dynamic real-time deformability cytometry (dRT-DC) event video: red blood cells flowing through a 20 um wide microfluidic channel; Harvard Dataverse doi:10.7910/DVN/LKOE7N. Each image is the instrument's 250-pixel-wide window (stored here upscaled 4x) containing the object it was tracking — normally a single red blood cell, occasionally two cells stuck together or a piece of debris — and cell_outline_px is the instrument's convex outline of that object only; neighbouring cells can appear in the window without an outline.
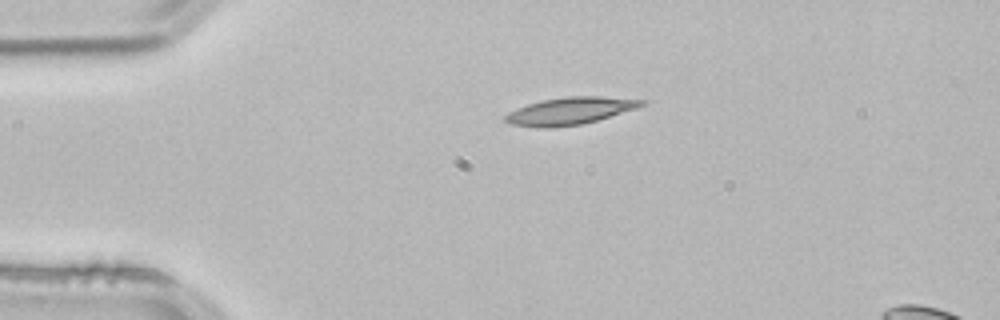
{"species": "common noctule bat (a hibernating species)", "species_latin": "Nyctalus noctula", "temperature_condition": "room temperature", "stored_images_in_passage": 42, "camera_frame_rate_fps": 3000, "um_per_image_px": 0.085, "animal": {"sex": "male", "body_mass_g": 21.5, "forearm_length_mm": 52.0}, "frame": {"image": 1, "passage_image": 1, "time_ms": 0.0, "image_size_px": [1000, 320], "cell_outline_px": [[644, 104], [636, 108], [596, 120], [580, 124], [548, 128], [540, 128], [512, 124], [504, 120], [504, 116], [508, 112], [516, 108], [528, 104], [544, 100], [568, 96], [600, 96], [644, 100]], "centroid_in_image_um": [48.4, 9.43], "position_along_channel_um": 36.6, "area_um2": 21.27}}
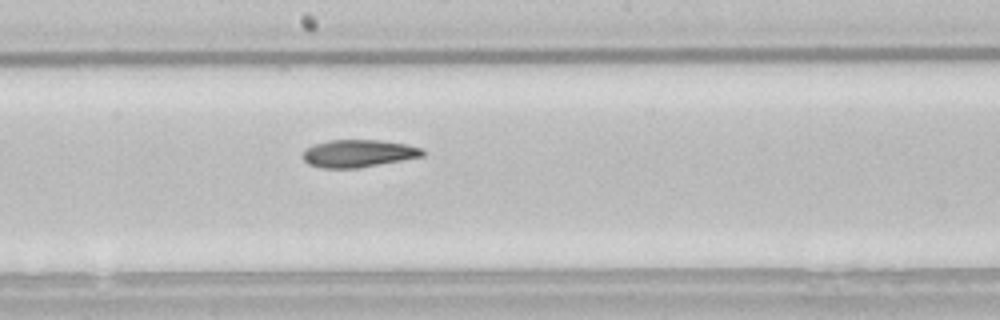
{"frame": {"image": 2, "passage_image": 18, "time_ms": 5.667, "image_size_px": [1000, 320], "cell_outline_px": [[424, 156], [360, 168], [320, 168], [308, 164], [300, 156], [304, 148], [312, 144], [328, 140], [380, 140], [404, 144], [420, 148], [424, 152]], "centroid_in_image_um": [30.37, 13.04], "position_along_channel_um": 217.8, "area_um2": 19.42}}
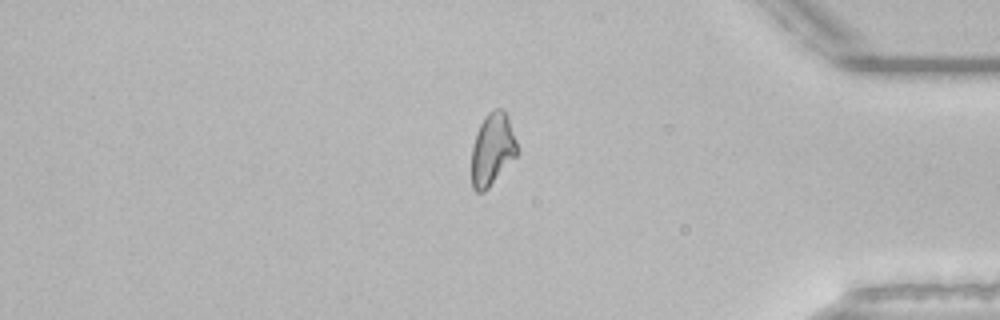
{"frame": {"image": 3, "passage_image": 34, "time_ms": 11.0, "image_size_px": [1000, 320], "cell_outline_px": [[520, 152], [488, 188], [484, 192], [476, 192], [472, 188], [472, 144], [476, 132], [484, 116], [492, 108], [500, 108], [508, 116]], "centroid_in_image_um": [41.85, 12.68], "position_along_channel_um": 393.3, "area_um2": 19.42}}